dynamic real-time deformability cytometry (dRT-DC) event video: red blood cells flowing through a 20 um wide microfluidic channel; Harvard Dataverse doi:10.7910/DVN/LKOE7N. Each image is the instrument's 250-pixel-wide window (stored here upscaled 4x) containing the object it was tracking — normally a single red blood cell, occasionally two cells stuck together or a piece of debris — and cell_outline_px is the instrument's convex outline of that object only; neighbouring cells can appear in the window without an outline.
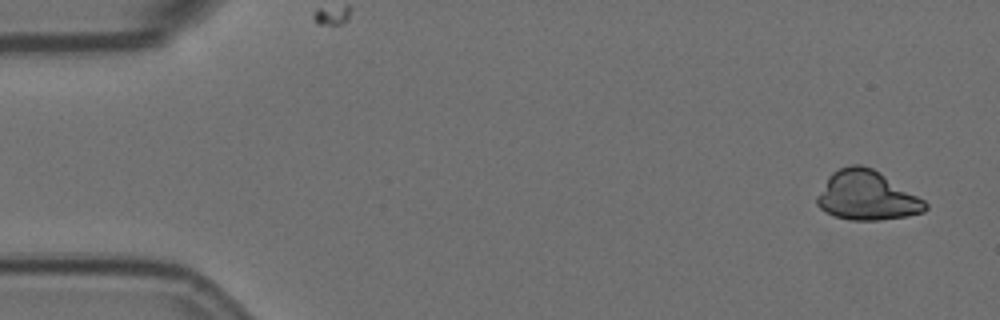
{"species": "Egyptian fruit bat (a non-hibernating species)", "species_latin": "Rousettus aegyptiacus", "temperature_condition": "room temperature", "stored_images_in_passage": 5, "camera_frame_rate_fps": 3000, "um_per_image_px": 0.085, "animal": {"sex": "female"}, "frame": {"image": 1, "passage_image": 1, "time_ms": 0.0, "image_size_px": [1000, 320], "cell_outline_px": [[928, 208], [924, 212], [908, 216], [880, 220], [852, 220], [836, 216], [824, 212], [816, 204], [816, 196], [828, 176], [832, 172], [840, 168], [852, 164], [860, 164], [872, 168], [880, 172], [924, 200], [928, 204]], "centroid_in_image_um": [73.66, 16.63], "position_along_channel_um": 11.3, "area_um2": 31.15}}
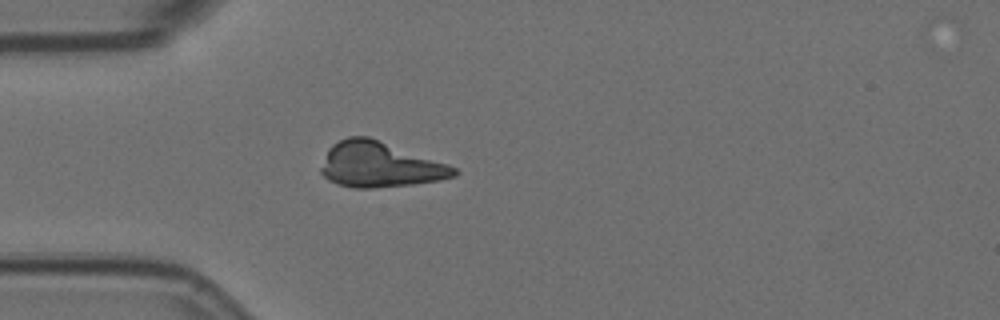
{"frame": {"image": 2, "passage_image": 5, "time_ms": 1.333, "image_size_px": [1000, 320], "cell_outline_px": [[460, 172], [456, 176], [440, 180], [412, 184], [372, 188], [352, 188], [336, 184], [328, 180], [320, 172], [320, 168], [328, 148], [332, 144], [348, 136], [368, 136], [448, 164], [456, 168]], "centroid_in_image_um": [32.26, 14.0], "position_along_channel_um": 52.7, "area_um2": 35.14}}